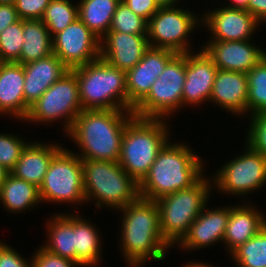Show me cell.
I'll use <instances>...</instances> for the list:
<instances>
[{"label": "cell", "mask_w": 266, "mask_h": 267, "mask_svg": "<svg viewBox=\"0 0 266 267\" xmlns=\"http://www.w3.org/2000/svg\"><path fill=\"white\" fill-rule=\"evenodd\" d=\"M185 6L184 3V6L160 7L150 18L147 38L151 47L169 49L177 54L195 51L193 48L196 39L191 34L202 28V14H197L194 10L192 12L190 9L194 8Z\"/></svg>", "instance_id": "30bf717a"}, {"label": "cell", "mask_w": 266, "mask_h": 267, "mask_svg": "<svg viewBox=\"0 0 266 267\" xmlns=\"http://www.w3.org/2000/svg\"><path fill=\"white\" fill-rule=\"evenodd\" d=\"M24 101L30 108L42 94L70 69L53 53L48 57L23 64Z\"/></svg>", "instance_id": "cb8c5ba5"}, {"label": "cell", "mask_w": 266, "mask_h": 267, "mask_svg": "<svg viewBox=\"0 0 266 267\" xmlns=\"http://www.w3.org/2000/svg\"><path fill=\"white\" fill-rule=\"evenodd\" d=\"M14 4H0V33L9 25L19 21Z\"/></svg>", "instance_id": "60d3db41"}, {"label": "cell", "mask_w": 266, "mask_h": 267, "mask_svg": "<svg viewBox=\"0 0 266 267\" xmlns=\"http://www.w3.org/2000/svg\"><path fill=\"white\" fill-rule=\"evenodd\" d=\"M169 121L134 116L126 125L118 163L138 184L174 133Z\"/></svg>", "instance_id": "277c9868"}, {"label": "cell", "mask_w": 266, "mask_h": 267, "mask_svg": "<svg viewBox=\"0 0 266 267\" xmlns=\"http://www.w3.org/2000/svg\"><path fill=\"white\" fill-rule=\"evenodd\" d=\"M258 40L203 41L202 49L218 70L247 73L266 57V46Z\"/></svg>", "instance_id": "e0dca14e"}, {"label": "cell", "mask_w": 266, "mask_h": 267, "mask_svg": "<svg viewBox=\"0 0 266 267\" xmlns=\"http://www.w3.org/2000/svg\"><path fill=\"white\" fill-rule=\"evenodd\" d=\"M241 146L244 151H239L233 158L228 157L230 159H225V164L221 163L220 168L212 171L213 189L221 197L231 196L237 201L240 199L238 202H253L249 195L254 196L253 193L266 187V158L244 141Z\"/></svg>", "instance_id": "ba28073f"}, {"label": "cell", "mask_w": 266, "mask_h": 267, "mask_svg": "<svg viewBox=\"0 0 266 267\" xmlns=\"http://www.w3.org/2000/svg\"><path fill=\"white\" fill-rule=\"evenodd\" d=\"M201 47L202 44L194 48L196 51L186 53L182 108H200L209 104L218 68Z\"/></svg>", "instance_id": "9a60e30c"}, {"label": "cell", "mask_w": 266, "mask_h": 267, "mask_svg": "<svg viewBox=\"0 0 266 267\" xmlns=\"http://www.w3.org/2000/svg\"><path fill=\"white\" fill-rule=\"evenodd\" d=\"M82 110L76 75L69 70L30 107L23 122L42 127L59 123L63 127L61 135H65Z\"/></svg>", "instance_id": "8fae6325"}, {"label": "cell", "mask_w": 266, "mask_h": 267, "mask_svg": "<svg viewBox=\"0 0 266 267\" xmlns=\"http://www.w3.org/2000/svg\"><path fill=\"white\" fill-rule=\"evenodd\" d=\"M156 2L159 4L160 7H166V6H177L180 4H184L186 1L185 0H156Z\"/></svg>", "instance_id": "f6af8a7d"}, {"label": "cell", "mask_w": 266, "mask_h": 267, "mask_svg": "<svg viewBox=\"0 0 266 267\" xmlns=\"http://www.w3.org/2000/svg\"><path fill=\"white\" fill-rule=\"evenodd\" d=\"M23 39L22 19L6 27L0 33V62H16L20 64Z\"/></svg>", "instance_id": "d6a6232c"}, {"label": "cell", "mask_w": 266, "mask_h": 267, "mask_svg": "<svg viewBox=\"0 0 266 267\" xmlns=\"http://www.w3.org/2000/svg\"><path fill=\"white\" fill-rule=\"evenodd\" d=\"M149 47L147 34L107 32L100 39V58L127 72L140 62Z\"/></svg>", "instance_id": "ffe728a7"}, {"label": "cell", "mask_w": 266, "mask_h": 267, "mask_svg": "<svg viewBox=\"0 0 266 267\" xmlns=\"http://www.w3.org/2000/svg\"><path fill=\"white\" fill-rule=\"evenodd\" d=\"M66 146L52 159L39 187L40 198L42 204L71 205L69 212H80L79 206L86 205L82 159Z\"/></svg>", "instance_id": "9c48e42d"}, {"label": "cell", "mask_w": 266, "mask_h": 267, "mask_svg": "<svg viewBox=\"0 0 266 267\" xmlns=\"http://www.w3.org/2000/svg\"><path fill=\"white\" fill-rule=\"evenodd\" d=\"M254 202L230 204V214L223 238V247L226 249L227 256L255 236L266 224V213L262 212L256 206L258 203Z\"/></svg>", "instance_id": "44dd1931"}, {"label": "cell", "mask_w": 266, "mask_h": 267, "mask_svg": "<svg viewBox=\"0 0 266 267\" xmlns=\"http://www.w3.org/2000/svg\"><path fill=\"white\" fill-rule=\"evenodd\" d=\"M23 38L20 64L34 62L53 54L52 37L42 20H23Z\"/></svg>", "instance_id": "83f0119b"}, {"label": "cell", "mask_w": 266, "mask_h": 267, "mask_svg": "<svg viewBox=\"0 0 266 267\" xmlns=\"http://www.w3.org/2000/svg\"><path fill=\"white\" fill-rule=\"evenodd\" d=\"M39 188L9 173L0 188V208L10 215L25 214L41 208ZM40 206V207H38ZM34 209V210H33ZM36 209V210H35Z\"/></svg>", "instance_id": "4316f807"}, {"label": "cell", "mask_w": 266, "mask_h": 267, "mask_svg": "<svg viewBox=\"0 0 266 267\" xmlns=\"http://www.w3.org/2000/svg\"><path fill=\"white\" fill-rule=\"evenodd\" d=\"M147 27L148 22L135 14L125 3L121 1L112 17L108 32L147 34Z\"/></svg>", "instance_id": "836d02e7"}, {"label": "cell", "mask_w": 266, "mask_h": 267, "mask_svg": "<svg viewBox=\"0 0 266 267\" xmlns=\"http://www.w3.org/2000/svg\"><path fill=\"white\" fill-rule=\"evenodd\" d=\"M120 2L121 0H79L78 18L101 39L109 31Z\"/></svg>", "instance_id": "f1b7e54d"}, {"label": "cell", "mask_w": 266, "mask_h": 267, "mask_svg": "<svg viewBox=\"0 0 266 267\" xmlns=\"http://www.w3.org/2000/svg\"><path fill=\"white\" fill-rule=\"evenodd\" d=\"M135 14L145 19L147 22L159 10L160 6L156 0H121Z\"/></svg>", "instance_id": "ab89813d"}, {"label": "cell", "mask_w": 266, "mask_h": 267, "mask_svg": "<svg viewBox=\"0 0 266 267\" xmlns=\"http://www.w3.org/2000/svg\"><path fill=\"white\" fill-rule=\"evenodd\" d=\"M24 68L16 62H0V117L17 123L26 119L30 108L24 101Z\"/></svg>", "instance_id": "7402d4cb"}, {"label": "cell", "mask_w": 266, "mask_h": 267, "mask_svg": "<svg viewBox=\"0 0 266 267\" xmlns=\"http://www.w3.org/2000/svg\"><path fill=\"white\" fill-rule=\"evenodd\" d=\"M222 1V2H221ZM220 4L231 9H241L248 11L249 0H218ZM225 2V3H224Z\"/></svg>", "instance_id": "7bdbcfd3"}, {"label": "cell", "mask_w": 266, "mask_h": 267, "mask_svg": "<svg viewBox=\"0 0 266 267\" xmlns=\"http://www.w3.org/2000/svg\"><path fill=\"white\" fill-rule=\"evenodd\" d=\"M246 120L248 127L245 130L248 131L243 138L244 142L266 158V112L249 116Z\"/></svg>", "instance_id": "d590c367"}, {"label": "cell", "mask_w": 266, "mask_h": 267, "mask_svg": "<svg viewBox=\"0 0 266 267\" xmlns=\"http://www.w3.org/2000/svg\"><path fill=\"white\" fill-rule=\"evenodd\" d=\"M79 87L83 110H129L126 72L102 58L71 69Z\"/></svg>", "instance_id": "8992f818"}, {"label": "cell", "mask_w": 266, "mask_h": 267, "mask_svg": "<svg viewBox=\"0 0 266 267\" xmlns=\"http://www.w3.org/2000/svg\"><path fill=\"white\" fill-rule=\"evenodd\" d=\"M248 78L246 73L218 70L209 99L210 104L241 120L247 117Z\"/></svg>", "instance_id": "d6986e66"}, {"label": "cell", "mask_w": 266, "mask_h": 267, "mask_svg": "<svg viewBox=\"0 0 266 267\" xmlns=\"http://www.w3.org/2000/svg\"><path fill=\"white\" fill-rule=\"evenodd\" d=\"M116 213L120 214L117 248L126 267H145L150 261H167L173 248L163 239L156 200L139 196Z\"/></svg>", "instance_id": "6da1fadb"}, {"label": "cell", "mask_w": 266, "mask_h": 267, "mask_svg": "<svg viewBox=\"0 0 266 267\" xmlns=\"http://www.w3.org/2000/svg\"><path fill=\"white\" fill-rule=\"evenodd\" d=\"M50 0H16L15 8L22 20H41Z\"/></svg>", "instance_id": "f35d334b"}, {"label": "cell", "mask_w": 266, "mask_h": 267, "mask_svg": "<svg viewBox=\"0 0 266 267\" xmlns=\"http://www.w3.org/2000/svg\"><path fill=\"white\" fill-rule=\"evenodd\" d=\"M33 251V255H31L32 267H82L70 259L50 253L40 244Z\"/></svg>", "instance_id": "8d00e7d4"}, {"label": "cell", "mask_w": 266, "mask_h": 267, "mask_svg": "<svg viewBox=\"0 0 266 267\" xmlns=\"http://www.w3.org/2000/svg\"><path fill=\"white\" fill-rule=\"evenodd\" d=\"M11 131L10 133H7V131L0 132V164L9 171L15 167L21 152L30 142L25 139L28 137H22L20 133L17 134L13 130Z\"/></svg>", "instance_id": "e575fe53"}, {"label": "cell", "mask_w": 266, "mask_h": 267, "mask_svg": "<svg viewBox=\"0 0 266 267\" xmlns=\"http://www.w3.org/2000/svg\"><path fill=\"white\" fill-rule=\"evenodd\" d=\"M87 217L75 212L76 263L82 267H97L102 265L104 236L95 222Z\"/></svg>", "instance_id": "484cf974"}, {"label": "cell", "mask_w": 266, "mask_h": 267, "mask_svg": "<svg viewBox=\"0 0 266 267\" xmlns=\"http://www.w3.org/2000/svg\"><path fill=\"white\" fill-rule=\"evenodd\" d=\"M211 174H205L193 186L156 200L163 239L172 247L187 234L190 225L209 205L213 194Z\"/></svg>", "instance_id": "52a82bcc"}, {"label": "cell", "mask_w": 266, "mask_h": 267, "mask_svg": "<svg viewBox=\"0 0 266 267\" xmlns=\"http://www.w3.org/2000/svg\"><path fill=\"white\" fill-rule=\"evenodd\" d=\"M228 257L234 267H266V224Z\"/></svg>", "instance_id": "f546056e"}, {"label": "cell", "mask_w": 266, "mask_h": 267, "mask_svg": "<svg viewBox=\"0 0 266 267\" xmlns=\"http://www.w3.org/2000/svg\"><path fill=\"white\" fill-rule=\"evenodd\" d=\"M76 19L78 3L75 0H50L41 18L51 37L63 31Z\"/></svg>", "instance_id": "4dcf8cb0"}, {"label": "cell", "mask_w": 266, "mask_h": 267, "mask_svg": "<svg viewBox=\"0 0 266 267\" xmlns=\"http://www.w3.org/2000/svg\"><path fill=\"white\" fill-rule=\"evenodd\" d=\"M246 74L248 78V117L266 112V57Z\"/></svg>", "instance_id": "1f68e13d"}, {"label": "cell", "mask_w": 266, "mask_h": 267, "mask_svg": "<svg viewBox=\"0 0 266 267\" xmlns=\"http://www.w3.org/2000/svg\"><path fill=\"white\" fill-rule=\"evenodd\" d=\"M16 0H0V4H15Z\"/></svg>", "instance_id": "7dc6e473"}, {"label": "cell", "mask_w": 266, "mask_h": 267, "mask_svg": "<svg viewBox=\"0 0 266 267\" xmlns=\"http://www.w3.org/2000/svg\"><path fill=\"white\" fill-rule=\"evenodd\" d=\"M189 259L185 260V264H181L182 266L179 267H217V265H214V263H208L209 261L206 262H202L200 259H191L189 261H187ZM200 261V262H199ZM219 267V266H218Z\"/></svg>", "instance_id": "ee69618b"}, {"label": "cell", "mask_w": 266, "mask_h": 267, "mask_svg": "<svg viewBox=\"0 0 266 267\" xmlns=\"http://www.w3.org/2000/svg\"><path fill=\"white\" fill-rule=\"evenodd\" d=\"M52 49L71 70L100 57V39L78 18L52 37Z\"/></svg>", "instance_id": "5bb4252c"}, {"label": "cell", "mask_w": 266, "mask_h": 267, "mask_svg": "<svg viewBox=\"0 0 266 267\" xmlns=\"http://www.w3.org/2000/svg\"><path fill=\"white\" fill-rule=\"evenodd\" d=\"M175 139L172 137L164 145L139 183L140 197L157 200L193 186L207 173V159L188 142Z\"/></svg>", "instance_id": "7a4b0ae2"}, {"label": "cell", "mask_w": 266, "mask_h": 267, "mask_svg": "<svg viewBox=\"0 0 266 267\" xmlns=\"http://www.w3.org/2000/svg\"><path fill=\"white\" fill-rule=\"evenodd\" d=\"M62 211L64 213L53 211L46 216L43 223L45 240L42 239L41 246L50 253L76 262L75 212Z\"/></svg>", "instance_id": "d4e9b609"}, {"label": "cell", "mask_w": 266, "mask_h": 267, "mask_svg": "<svg viewBox=\"0 0 266 267\" xmlns=\"http://www.w3.org/2000/svg\"><path fill=\"white\" fill-rule=\"evenodd\" d=\"M209 204L210 206L207 205L190 225L187 234L176 245L177 247H174L175 249L177 248L183 253H192L193 251L209 249L217 244L223 245L230 214V204L227 205L226 203V206L225 204L223 206L216 205L217 207L211 203ZM211 205L214 207L212 208Z\"/></svg>", "instance_id": "2e32d148"}, {"label": "cell", "mask_w": 266, "mask_h": 267, "mask_svg": "<svg viewBox=\"0 0 266 267\" xmlns=\"http://www.w3.org/2000/svg\"><path fill=\"white\" fill-rule=\"evenodd\" d=\"M186 53L176 54L152 84L149 93L133 108L139 118L168 119L182 113Z\"/></svg>", "instance_id": "7c38bea8"}, {"label": "cell", "mask_w": 266, "mask_h": 267, "mask_svg": "<svg viewBox=\"0 0 266 267\" xmlns=\"http://www.w3.org/2000/svg\"><path fill=\"white\" fill-rule=\"evenodd\" d=\"M248 12L266 26V0H249Z\"/></svg>", "instance_id": "b9f144b4"}, {"label": "cell", "mask_w": 266, "mask_h": 267, "mask_svg": "<svg viewBox=\"0 0 266 267\" xmlns=\"http://www.w3.org/2000/svg\"><path fill=\"white\" fill-rule=\"evenodd\" d=\"M9 173L10 171L0 164V188Z\"/></svg>", "instance_id": "bcb514c9"}, {"label": "cell", "mask_w": 266, "mask_h": 267, "mask_svg": "<svg viewBox=\"0 0 266 267\" xmlns=\"http://www.w3.org/2000/svg\"><path fill=\"white\" fill-rule=\"evenodd\" d=\"M177 53L149 47L140 62L126 72L128 103L134 108L150 91L152 84Z\"/></svg>", "instance_id": "ac0fdd59"}, {"label": "cell", "mask_w": 266, "mask_h": 267, "mask_svg": "<svg viewBox=\"0 0 266 267\" xmlns=\"http://www.w3.org/2000/svg\"><path fill=\"white\" fill-rule=\"evenodd\" d=\"M82 166L87 206L116 212L140 196L139 184L118 162L82 159Z\"/></svg>", "instance_id": "5b68a950"}, {"label": "cell", "mask_w": 266, "mask_h": 267, "mask_svg": "<svg viewBox=\"0 0 266 267\" xmlns=\"http://www.w3.org/2000/svg\"><path fill=\"white\" fill-rule=\"evenodd\" d=\"M216 3L210 10L207 7L200 11L202 31L208 35L205 41H247L255 39L257 33L263 31L261 28L264 25L247 10L231 9Z\"/></svg>", "instance_id": "4fadbf2b"}, {"label": "cell", "mask_w": 266, "mask_h": 267, "mask_svg": "<svg viewBox=\"0 0 266 267\" xmlns=\"http://www.w3.org/2000/svg\"><path fill=\"white\" fill-rule=\"evenodd\" d=\"M134 116L129 110H82L63 137L75 144L81 159L118 162L124 130Z\"/></svg>", "instance_id": "3957f363"}, {"label": "cell", "mask_w": 266, "mask_h": 267, "mask_svg": "<svg viewBox=\"0 0 266 267\" xmlns=\"http://www.w3.org/2000/svg\"><path fill=\"white\" fill-rule=\"evenodd\" d=\"M33 139L21 152L15 167L10 171L15 177L36 185H42L45 174L54 156L64 147L56 140Z\"/></svg>", "instance_id": "603a6c76"}, {"label": "cell", "mask_w": 266, "mask_h": 267, "mask_svg": "<svg viewBox=\"0 0 266 267\" xmlns=\"http://www.w3.org/2000/svg\"><path fill=\"white\" fill-rule=\"evenodd\" d=\"M0 267H32L31 255L26 258L17 248L0 239Z\"/></svg>", "instance_id": "74e56055"}]
</instances>
